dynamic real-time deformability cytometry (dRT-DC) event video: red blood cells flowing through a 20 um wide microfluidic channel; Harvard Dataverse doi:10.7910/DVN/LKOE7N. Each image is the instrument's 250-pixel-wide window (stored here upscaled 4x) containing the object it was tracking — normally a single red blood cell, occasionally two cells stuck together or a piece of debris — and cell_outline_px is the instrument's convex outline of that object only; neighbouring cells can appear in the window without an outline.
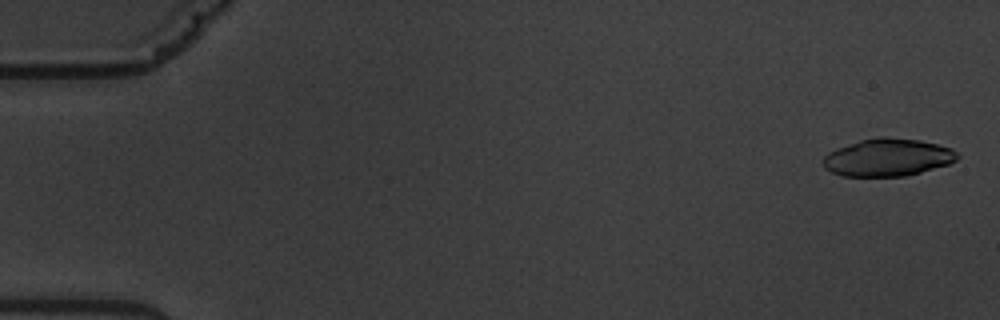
{"species": "common noctule bat (a hibernating species)", "species_latin": "Nyctalus noctula", "temperature_condition": "warm", "stored_images_in_passage": 5, "camera_frame_rate_fps": 3000, "um_per_image_px": 0.085, "animal": {"sex": "male", "body_mass_g": 19.5, "forearm_length_mm": 54.6}, "frame": {"image": 1, "passage_image": 1, "time_ms": 0.0, "image_size_px": [1000, 320], "cell_outline_px": [[960, 156], [956, 160], [948, 164], [920, 172], [904, 176], [840, 176], [824, 168], [824, 156], [828, 152], [836, 148], [860, 140], [880, 136], [884, 136], [920, 140], [952, 148]], "centroid_in_image_um": [75.44, 13.37], "position_along_channel_um": 9.6, "area_um2": 29.36}}